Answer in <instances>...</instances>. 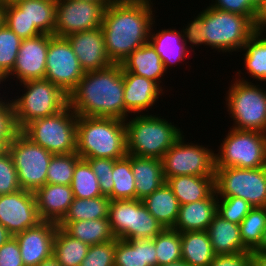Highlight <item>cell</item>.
I'll return each mask as SVG.
<instances>
[{
    "label": "cell",
    "mask_w": 266,
    "mask_h": 266,
    "mask_svg": "<svg viewBox=\"0 0 266 266\" xmlns=\"http://www.w3.org/2000/svg\"><path fill=\"white\" fill-rule=\"evenodd\" d=\"M153 1L116 0L106 7L101 25L107 56L121 64L135 49L149 42L154 23Z\"/></svg>",
    "instance_id": "1"
},
{
    "label": "cell",
    "mask_w": 266,
    "mask_h": 266,
    "mask_svg": "<svg viewBox=\"0 0 266 266\" xmlns=\"http://www.w3.org/2000/svg\"><path fill=\"white\" fill-rule=\"evenodd\" d=\"M68 105L78 116L125 120L121 64L85 72L76 88L68 95Z\"/></svg>",
    "instance_id": "2"
},
{
    "label": "cell",
    "mask_w": 266,
    "mask_h": 266,
    "mask_svg": "<svg viewBox=\"0 0 266 266\" xmlns=\"http://www.w3.org/2000/svg\"><path fill=\"white\" fill-rule=\"evenodd\" d=\"M76 153L81 159H120L127 155L125 120L78 116Z\"/></svg>",
    "instance_id": "3"
},
{
    "label": "cell",
    "mask_w": 266,
    "mask_h": 266,
    "mask_svg": "<svg viewBox=\"0 0 266 266\" xmlns=\"http://www.w3.org/2000/svg\"><path fill=\"white\" fill-rule=\"evenodd\" d=\"M125 126L127 154L160 160L184 133L166 118L156 114L136 115L129 120L127 118Z\"/></svg>",
    "instance_id": "4"
},
{
    "label": "cell",
    "mask_w": 266,
    "mask_h": 266,
    "mask_svg": "<svg viewBox=\"0 0 266 266\" xmlns=\"http://www.w3.org/2000/svg\"><path fill=\"white\" fill-rule=\"evenodd\" d=\"M254 22L247 16L222 11L211 6L204 9L202 38L211 49L237 53L255 33Z\"/></svg>",
    "instance_id": "5"
},
{
    "label": "cell",
    "mask_w": 266,
    "mask_h": 266,
    "mask_svg": "<svg viewBox=\"0 0 266 266\" xmlns=\"http://www.w3.org/2000/svg\"><path fill=\"white\" fill-rule=\"evenodd\" d=\"M240 74L239 70L225 95L228 114L234 121L232 127L266 133V91Z\"/></svg>",
    "instance_id": "6"
},
{
    "label": "cell",
    "mask_w": 266,
    "mask_h": 266,
    "mask_svg": "<svg viewBox=\"0 0 266 266\" xmlns=\"http://www.w3.org/2000/svg\"><path fill=\"white\" fill-rule=\"evenodd\" d=\"M21 85L25 92L11 100L19 131L28 123L52 116L68 105V95L49 80H28Z\"/></svg>",
    "instance_id": "7"
},
{
    "label": "cell",
    "mask_w": 266,
    "mask_h": 266,
    "mask_svg": "<svg viewBox=\"0 0 266 266\" xmlns=\"http://www.w3.org/2000/svg\"><path fill=\"white\" fill-rule=\"evenodd\" d=\"M78 115L67 105L60 112L28 123L21 132L51 154L76 152Z\"/></svg>",
    "instance_id": "8"
},
{
    "label": "cell",
    "mask_w": 266,
    "mask_h": 266,
    "mask_svg": "<svg viewBox=\"0 0 266 266\" xmlns=\"http://www.w3.org/2000/svg\"><path fill=\"white\" fill-rule=\"evenodd\" d=\"M224 140V141H223ZM215 155V168L266 166V133L230 127Z\"/></svg>",
    "instance_id": "9"
},
{
    "label": "cell",
    "mask_w": 266,
    "mask_h": 266,
    "mask_svg": "<svg viewBox=\"0 0 266 266\" xmlns=\"http://www.w3.org/2000/svg\"><path fill=\"white\" fill-rule=\"evenodd\" d=\"M108 220L116 239H153L164 228L148 212L142 200H111Z\"/></svg>",
    "instance_id": "10"
},
{
    "label": "cell",
    "mask_w": 266,
    "mask_h": 266,
    "mask_svg": "<svg viewBox=\"0 0 266 266\" xmlns=\"http://www.w3.org/2000/svg\"><path fill=\"white\" fill-rule=\"evenodd\" d=\"M215 191L217 197H239L252 207H266V166L215 168Z\"/></svg>",
    "instance_id": "11"
},
{
    "label": "cell",
    "mask_w": 266,
    "mask_h": 266,
    "mask_svg": "<svg viewBox=\"0 0 266 266\" xmlns=\"http://www.w3.org/2000/svg\"><path fill=\"white\" fill-rule=\"evenodd\" d=\"M17 170L21 189L35 192L46 184L47 170L53 154L32 142L19 131L8 145Z\"/></svg>",
    "instance_id": "12"
},
{
    "label": "cell",
    "mask_w": 266,
    "mask_h": 266,
    "mask_svg": "<svg viewBox=\"0 0 266 266\" xmlns=\"http://www.w3.org/2000/svg\"><path fill=\"white\" fill-rule=\"evenodd\" d=\"M182 135L163 155V176H215V151L199 143L186 142Z\"/></svg>",
    "instance_id": "13"
},
{
    "label": "cell",
    "mask_w": 266,
    "mask_h": 266,
    "mask_svg": "<svg viewBox=\"0 0 266 266\" xmlns=\"http://www.w3.org/2000/svg\"><path fill=\"white\" fill-rule=\"evenodd\" d=\"M84 70L66 38L49 35L45 78L69 95L84 75Z\"/></svg>",
    "instance_id": "14"
},
{
    "label": "cell",
    "mask_w": 266,
    "mask_h": 266,
    "mask_svg": "<svg viewBox=\"0 0 266 266\" xmlns=\"http://www.w3.org/2000/svg\"><path fill=\"white\" fill-rule=\"evenodd\" d=\"M105 9L103 4L87 0H57L55 36L66 38L101 27Z\"/></svg>",
    "instance_id": "15"
},
{
    "label": "cell",
    "mask_w": 266,
    "mask_h": 266,
    "mask_svg": "<svg viewBox=\"0 0 266 266\" xmlns=\"http://www.w3.org/2000/svg\"><path fill=\"white\" fill-rule=\"evenodd\" d=\"M41 221L34 192L20 189L0 195V224L13 236Z\"/></svg>",
    "instance_id": "16"
},
{
    "label": "cell",
    "mask_w": 266,
    "mask_h": 266,
    "mask_svg": "<svg viewBox=\"0 0 266 266\" xmlns=\"http://www.w3.org/2000/svg\"><path fill=\"white\" fill-rule=\"evenodd\" d=\"M49 47V34H41L34 38L23 39L13 70L4 78L16 77L19 83L44 79L46 72V58ZM7 79V80H6Z\"/></svg>",
    "instance_id": "17"
},
{
    "label": "cell",
    "mask_w": 266,
    "mask_h": 266,
    "mask_svg": "<svg viewBox=\"0 0 266 266\" xmlns=\"http://www.w3.org/2000/svg\"><path fill=\"white\" fill-rule=\"evenodd\" d=\"M58 224L41 221L36 226L15 235L24 266H37L53 255Z\"/></svg>",
    "instance_id": "18"
},
{
    "label": "cell",
    "mask_w": 266,
    "mask_h": 266,
    "mask_svg": "<svg viewBox=\"0 0 266 266\" xmlns=\"http://www.w3.org/2000/svg\"><path fill=\"white\" fill-rule=\"evenodd\" d=\"M84 72L101 70L113 63L107 56L102 28L73 33L66 37Z\"/></svg>",
    "instance_id": "19"
},
{
    "label": "cell",
    "mask_w": 266,
    "mask_h": 266,
    "mask_svg": "<svg viewBox=\"0 0 266 266\" xmlns=\"http://www.w3.org/2000/svg\"><path fill=\"white\" fill-rule=\"evenodd\" d=\"M124 81V104H125V120L128 113L133 115L149 114V108L154 104L165 92L154 81L143 76L135 75L131 72H123ZM144 111V112H143Z\"/></svg>",
    "instance_id": "20"
},
{
    "label": "cell",
    "mask_w": 266,
    "mask_h": 266,
    "mask_svg": "<svg viewBox=\"0 0 266 266\" xmlns=\"http://www.w3.org/2000/svg\"><path fill=\"white\" fill-rule=\"evenodd\" d=\"M37 211L42 221L59 224L74 200L71 185L46 183L35 192Z\"/></svg>",
    "instance_id": "21"
},
{
    "label": "cell",
    "mask_w": 266,
    "mask_h": 266,
    "mask_svg": "<svg viewBox=\"0 0 266 266\" xmlns=\"http://www.w3.org/2000/svg\"><path fill=\"white\" fill-rule=\"evenodd\" d=\"M217 194L214 190L206 199L180 205L179 214L173 229L186 231H206L217 214Z\"/></svg>",
    "instance_id": "22"
},
{
    "label": "cell",
    "mask_w": 266,
    "mask_h": 266,
    "mask_svg": "<svg viewBox=\"0 0 266 266\" xmlns=\"http://www.w3.org/2000/svg\"><path fill=\"white\" fill-rule=\"evenodd\" d=\"M155 23L154 21L151 28L149 42L160 56L164 69L167 72L168 67L171 68L174 64L177 66L179 62H185L184 60L189 56L191 51L186 46L187 43L183 38L182 30H171V28H168L157 30V33H155L153 29Z\"/></svg>",
    "instance_id": "23"
},
{
    "label": "cell",
    "mask_w": 266,
    "mask_h": 266,
    "mask_svg": "<svg viewBox=\"0 0 266 266\" xmlns=\"http://www.w3.org/2000/svg\"><path fill=\"white\" fill-rule=\"evenodd\" d=\"M123 72H131L138 76H143L160 85L162 77L167 73L164 69L163 62L150 42L135 49L121 63Z\"/></svg>",
    "instance_id": "24"
},
{
    "label": "cell",
    "mask_w": 266,
    "mask_h": 266,
    "mask_svg": "<svg viewBox=\"0 0 266 266\" xmlns=\"http://www.w3.org/2000/svg\"><path fill=\"white\" fill-rule=\"evenodd\" d=\"M131 169L135 179L136 199L143 200L164 182L162 161L158 158L131 155Z\"/></svg>",
    "instance_id": "25"
},
{
    "label": "cell",
    "mask_w": 266,
    "mask_h": 266,
    "mask_svg": "<svg viewBox=\"0 0 266 266\" xmlns=\"http://www.w3.org/2000/svg\"><path fill=\"white\" fill-rule=\"evenodd\" d=\"M206 231L215 255L249 251L243 245L239 225L223 219L218 214L213 217Z\"/></svg>",
    "instance_id": "26"
},
{
    "label": "cell",
    "mask_w": 266,
    "mask_h": 266,
    "mask_svg": "<svg viewBox=\"0 0 266 266\" xmlns=\"http://www.w3.org/2000/svg\"><path fill=\"white\" fill-rule=\"evenodd\" d=\"M114 266H157L153 239H116Z\"/></svg>",
    "instance_id": "27"
},
{
    "label": "cell",
    "mask_w": 266,
    "mask_h": 266,
    "mask_svg": "<svg viewBox=\"0 0 266 266\" xmlns=\"http://www.w3.org/2000/svg\"><path fill=\"white\" fill-rule=\"evenodd\" d=\"M165 182L180 205L206 199L215 190V176H174L167 178Z\"/></svg>",
    "instance_id": "28"
},
{
    "label": "cell",
    "mask_w": 266,
    "mask_h": 266,
    "mask_svg": "<svg viewBox=\"0 0 266 266\" xmlns=\"http://www.w3.org/2000/svg\"><path fill=\"white\" fill-rule=\"evenodd\" d=\"M142 202L148 212L164 229L174 228L178 218L180 204L166 182L151 195L145 197Z\"/></svg>",
    "instance_id": "29"
},
{
    "label": "cell",
    "mask_w": 266,
    "mask_h": 266,
    "mask_svg": "<svg viewBox=\"0 0 266 266\" xmlns=\"http://www.w3.org/2000/svg\"><path fill=\"white\" fill-rule=\"evenodd\" d=\"M68 235L91 245L102 244L115 239L108 218L60 222L58 224Z\"/></svg>",
    "instance_id": "30"
},
{
    "label": "cell",
    "mask_w": 266,
    "mask_h": 266,
    "mask_svg": "<svg viewBox=\"0 0 266 266\" xmlns=\"http://www.w3.org/2000/svg\"><path fill=\"white\" fill-rule=\"evenodd\" d=\"M182 260L189 266H208L215 257L207 231L180 233Z\"/></svg>",
    "instance_id": "31"
},
{
    "label": "cell",
    "mask_w": 266,
    "mask_h": 266,
    "mask_svg": "<svg viewBox=\"0 0 266 266\" xmlns=\"http://www.w3.org/2000/svg\"><path fill=\"white\" fill-rule=\"evenodd\" d=\"M43 34L55 36L56 2L52 0H20L14 3Z\"/></svg>",
    "instance_id": "32"
},
{
    "label": "cell",
    "mask_w": 266,
    "mask_h": 266,
    "mask_svg": "<svg viewBox=\"0 0 266 266\" xmlns=\"http://www.w3.org/2000/svg\"><path fill=\"white\" fill-rule=\"evenodd\" d=\"M89 245L68 235L57 227L53 244V256L62 266H80L86 257Z\"/></svg>",
    "instance_id": "33"
},
{
    "label": "cell",
    "mask_w": 266,
    "mask_h": 266,
    "mask_svg": "<svg viewBox=\"0 0 266 266\" xmlns=\"http://www.w3.org/2000/svg\"><path fill=\"white\" fill-rule=\"evenodd\" d=\"M255 32L244 44V64L247 74L258 81H266V35Z\"/></svg>",
    "instance_id": "34"
},
{
    "label": "cell",
    "mask_w": 266,
    "mask_h": 266,
    "mask_svg": "<svg viewBox=\"0 0 266 266\" xmlns=\"http://www.w3.org/2000/svg\"><path fill=\"white\" fill-rule=\"evenodd\" d=\"M111 199L107 196L79 199L74 197L69 210L61 222L89 221L108 218Z\"/></svg>",
    "instance_id": "35"
},
{
    "label": "cell",
    "mask_w": 266,
    "mask_h": 266,
    "mask_svg": "<svg viewBox=\"0 0 266 266\" xmlns=\"http://www.w3.org/2000/svg\"><path fill=\"white\" fill-rule=\"evenodd\" d=\"M114 182L111 200L136 199L135 179L131 169V154L116 159L112 170Z\"/></svg>",
    "instance_id": "36"
},
{
    "label": "cell",
    "mask_w": 266,
    "mask_h": 266,
    "mask_svg": "<svg viewBox=\"0 0 266 266\" xmlns=\"http://www.w3.org/2000/svg\"><path fill=\"white\" fill-rule=\"evenodd\" d=\"M266 227V207H253L239 224L243 245L254 251L261 243Z\"/></svg>",
    "instance_id": "37"
},
{
    "label": "cell",
    "mask_w": 266,
    "mask_h": 266,
    "mask_svg": "<svg viewBox=\"0 0 266 266\" xmlns=\"http://www.w3.org/2000/svg\"><path fill=\"white\" fill-rule=\"evenodd\" d=\"M71 188L74 197L79 199L103 196L99 181L85 159H80L76 163Z\"/></svg>",
    "instance_id": "38"
},
{
    "label": "cell",
    "mask_w": 266,
    "mask_h": 266,
    "mask_svg": "<svg viewBox=\"0 0 266 266\" xmlns=\"http://www.w3.org/2000/svg\"><path fill=\"white\" fill-rule=\"evenodd\" d=\"M157 254V266L182 260L180 232L173 228L163 229L153 238Z\"/></svg>",
    "instance_id": "39"
},
{
    "label": "cell",
    "mask_w": 266,
    "mask_h": 266,
    "mask_svg": "<svg viewBox=\"0 0 266 266\" xmlns=\"http://www.w3.org/2000/svg\"><path fill=\"white\" fill-rule=\"evenodd\" d=\"M80 159L76 152L53 155L48 166L46 183L71 185L76 163Z\"/></svg>",
    "instance_id": "40"
},
{
    "label": "cell",
    "mask_w": 266,
    "mask_h": 266,
    "mask_svg": "<svg viewBox=\"0 0 266 266\" xmlns=\"http://www.w3.org/2000/svg\"><path fill=\"white\" fill-rule=\"evenodd\" d=\"M22 39L3 22L0 26V75L5 78L12 70Z\"/></svg>",
    "instance_id": "41"
},
{
    "label": "cell",
    "mask_w": 266,
    "mask_h": 266,
    "mask_svg": "<svg viewBox=\"0 0 266 266\" xmlns=\"http://www.w3.org/2000/svg\"><path fill=\"white\" fill-rule=\"evenodd\" d=\"M3 22L22 40L43 34L34 24H31L24 11L15 4L4 6Z\"/></svg>",
    "instance_id": "42"
},
{
    "label": "cell",
    "mask_w": 266,
    "mask_h": 266,
    "mask_svg": "<svg viewBox=\"0 0 266 266\" xmlns=\"http://www.w3.org/2000/svg\"><path fill=\"white\" fill-rule=\"evenodd\" d=\"M217 214L223 219L240 224L253 208L239 197H217Z\"/></svg>",
    "instance_id": "43"
},
{
    "label": "cell",
    "mask_w": 266,
    "mask_h": 266,
    "mask_svg": "<svg viewBox=\"0 0 266 266\" xmlns=\"http://www.w3.org/2000/svg\"><path fill=\"white\" fill-rule=\"evenodd\" d=\"M116 238L112 241L89 246L80 266H114Z\"/></svg>",
    "instance_id": "44"
},
{
    "label": "cell",
    "mask_w": 266,
    "mask_h": 266,
    "mask_svg": "<svg viewBox=\"0 0 266 266\" xmlns=\"http://www.w3.org/2000/svg\"><path fill=\"white\" fill-rule=\"evenodd\" d=\"M85 160L89 163L93 173L99 181L102 195L108 197L112 193L114 185L112 170L115 160L110 158H92Z\"/></svg>",
    "instance_id": "45"
},
{
    "label": "cell",
    "mask_w": 266,
    "mask_h": 266,
    "mask_svg": "<svg viewBox=\"0 0 266 266\" xmlns=\"http://www.w3.org/2000/svg\"><path fill=\"white\" fill-rule=\"evenodd\" d=\"M17 170L8 151L0 155V195L20 190Z\"/></svg>",
    "instance_id": "46"
},
{
    "label": "cell",
    "mask_w": 266,
    "mask_h": 266,
    "mask_svg": "<svg viewBox=\"0 0 266 266\" xmlns=\"http://www.w3.org/2000/svg\"><path fill=\"white\" fill-rule=\"evenodd\" d=\"M18 132L12 101L4 98L0 100V139L8 146Z\"/></svg>",
    "instance_id": "47"
},
{
    "label": "cell",
    "mask_w": 266,
    "mask_h": 266,
    "mask_svg": "<svg viewBox=\"0 0 266 266\" xmlns=\"http://www.w3.org/2000/svg\"><path fill=\"white\" fill-rule=\"evenodd\" d=\"M209 6L231 13L241 14L249 17L253 22L257 15V8L250 0H215Z\"/></svg>",
    "instance_id": "48"
},
{
    "label": "cell",
    "mask_w": 266,
    "mask_h": 266,
    "mask_svg": "<svg viewBox=\"0 0 266 266\" xmlns=\"http://www.w3.org/2000/svg\"><path fill=\"white\" fill-rule=\"evenodd\" d=\"M204 25V10H202L198 16L194 17V20L190 21V23L188 22V25L184 26L182 28V33H183V38L185 40V42L188 44H190L191 47V51H193L194 53V45L196 46H201L204 45L206 46V40L204 38H202V27ZM192 45V46H191Z\"/></svg>",
    "instance_id": "49"
},
{
    "label": "cell",
    "mask_w": 266,
    "mask_h": 266,
    "mask_svg": "<svg viewBox=\"0 0 266 266\" xmlns=\"http://www.w3.org/2000/svg\"><path fill=\"white\" fill-rule=\"evenodd\" d=\"M0 266H24L15 236L0 247Z\"/></svg>",
    "instance_id": "50"
},
{
    "label": "cell",
    "mask_w": 266,
    "mask_h": 266,
    "mask_svg": "<svg viewBox=\"0 0 266 266\" xmlns=\"http://www.w3.org/2000/svg\"><path fill=\"white\" fill-rule=\"evenodd\" d=\"M252 262V251L235 254L215 255L208 266H249Z\"/></svg>",
    "instance_id": "51"
},
{
    "label": "cell",
    "mask_w": 266,
    "mask_h": 266,
    "mask_svg": "<svg viewBox=\"0 0 266 266\" xmlns=\"http://www.w3.org/2000/svg\"><path fill=\"white\" fill-rule=\"evenodd\" d=\"M255 31L263 33L266 31V0L258 8L257 15L254 22Z\"/></svg>",
    "instance_id": "52"
},
{
    "label": "cell",
    "mask_w": 266,
    "mask_h": 266,
    "mask_svg": "<svg viewBox=\"0 0 266 266\" xmlns=\"http://www.w3.org/2000/svg\"><path fill=\"white\" fill-rule=\"evenodd\" d=\"M252 263L255 266H266V252H252Z\"/></svg>",
    "instance_id": "53"
},
{
    "label": "cell",
    "mask_w": 266,
    "mask_h": 266,
    "mask_svg": "<svg viewBox=\"0 0 266 266\" xmlns=\"http://www.w3.org/2000/svg\"><path fill=\"white\" fill-rule=\"evenodd\" d=\"M13 235L0 224V247L4 245Z\"/></svg>",
    "instance_id": "54"
},
{
    "label": "cell",
    "mask_w": 266,
    "mask_h": 266,
    "mask_svg": "<svg viewBox=\"0 0 266 266\" xmlns=\"http://www.w3.org/2000/svg\"><path fill=\"white\" fill-rule=\"evenodd\" d=\"M37 266H62V265L52 255L51 257H49V258L45 259L44 261H42Z\"/></svg>",
    "instance_id": "55"
},
{
    "label": "cell",
    "mask_w": 266,
    "mask_h": 266,
    "mask_svg": "<svg viewBox=\"0 0 266 266\" xmlns=\"http://www.w3.org/2000/svg\"><path fill=\"white\" fill-rule=\"evenodd\" d=\"M252 252H266V227L260 245Z\"/></svg>",
    "instance_id": "56"
},
{
    "label": "cell",
    "mask_w": 266,
    "mask_h": 266,
    "mask_svg": "<svg viewBox=\"0 0 266 266\" xmlns=\"http://www.w3.org/2000/svg\"><path fill=\"white\" fill-rule=\"evenodd\" d=\"M84 1H86V0H84ZM87 1H92V2H95V3H101L105 7H108L109 5L114 3L116 0H87Z\"/></svg>",
    "instance_id": "57"
},
{
    "label": "cell",
    "mask_w": 266,
    "mask_h": 266,
    "mask_svg": "<svg viewBox=\"0 0 266 266\" xmlns=\"http://www.w3.org/2000/svg\"><path fill=\"white\" fill-rule=\"evenodd\" d=\"M161 266H189L184 260H180L174 263L164 264Z\"/></svg>",
    "instance_id": "58"
},
{
    "label": "cell",
    "mask_w": 266,
    "mask_h": 266,
    "mask_svg": "<svg viewBox=\"0 0 266 266\" xmlns=\"http://www.w3.org/2000/svg\"><path fill=\"white\" fill-rule=\"evenodd\" d=\"M251 3L258 9L264 2V0H250Z\"/></svg>",
    "instance_id": "59"
},
{
    "label": "cell",
    "mask_w": 266,
    "mask_h": 266,
    "mask_svg": "<svg viewBox=\"0 0 266 266\" xmlns=\"http://www.w3.org/2000/svg\"><path fill=\"white\" fill-rule=\"evenodd\" d=\"M4 20V5H0V26L2 25Z\"/></svg>",
    "instance_id": "60"
},
{
    "label": "cell",
    "mask_w": 266,
    "mask_h": 266,
    "mask_svg": "<svg viewBox=\"0 0 266 266\" xmlns=\"http://www.w3.org/2000/svg\"><path fill=\"white\" fill-rule=\"evenodd\" d=\"M18 1L20 0H4V6L9 5V4H14Z\"/></svg>",
    "instance_id": "61"
},
{
    "label": "cell",
    "mask_w": 266,
    "mask_h": 266,
    "mask_svg": "<svg viewBox=\"0 0 266 266\" xmlns=\"http://www.w3.org/2000/svg\"><path fill=\"white\" fill-rule=\"evenodd\" d=\"M3 81L5 82L4 78L0 75V84H1V83H4ZM0 88H1V87H0ZM2 99H3V98L0 97V100H2Z\"/></svg>",
    "instance_id": "62"
},
{
    "label": "cell",
    "mask_w": 266,
    "mask_h": 266,
    "mask_svg": "<svg viewBox=\"0 0 266 266\" xmlns=\"http://www.w3.org/2000/svg\"><path fill=\"white\" fill-rule=\"evenodd\" d=\"M0 5H4V0H0Z\"/></svg>",
    "instance_id": "63"
}]
</instances>
